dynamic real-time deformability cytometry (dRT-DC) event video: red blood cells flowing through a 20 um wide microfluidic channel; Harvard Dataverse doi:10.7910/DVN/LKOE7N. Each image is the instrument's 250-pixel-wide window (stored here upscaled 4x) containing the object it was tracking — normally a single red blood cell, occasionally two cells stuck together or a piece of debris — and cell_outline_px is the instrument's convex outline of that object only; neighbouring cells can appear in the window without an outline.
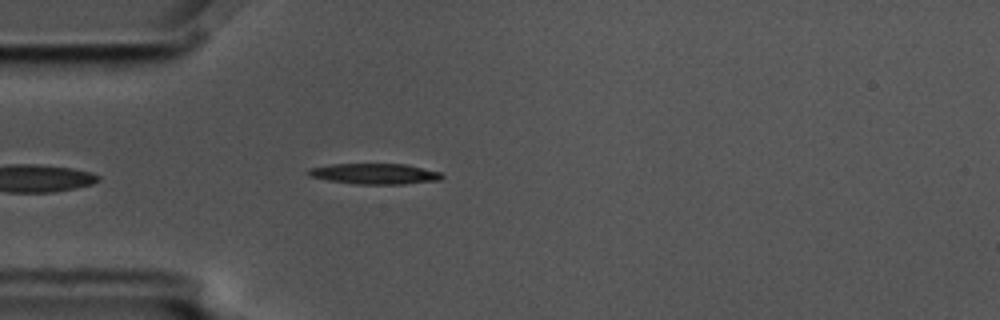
{"species": "common noctule bat (a hibernating species)", "species_latin": "Nyctalus noctula", "temperature_condition": "cold", "stored_images_in_passage": 5, "camera_frame_rate_fps": 3000, "um_per_image_px": 0.085, "animal": {"sex": "male", "body_mass_g": 17.5, "forearm_length_mm": 52.3}, "frame": {"image": 1, "passage_image": 5, "time_ms": 1.333, "image_size_px": [1000, 320], "cell_outline_px": [[444, 176], [440, 180], [404, 184], [356, 184], [328, 180], [308, 176], [304, 172], [308, 168], [332, 164], [404, 164], [440, 172]], "centroid_in_image_um": [31.79, 14.77], "position_along_channel_um": 53.2, "area_um2": 16.13}}